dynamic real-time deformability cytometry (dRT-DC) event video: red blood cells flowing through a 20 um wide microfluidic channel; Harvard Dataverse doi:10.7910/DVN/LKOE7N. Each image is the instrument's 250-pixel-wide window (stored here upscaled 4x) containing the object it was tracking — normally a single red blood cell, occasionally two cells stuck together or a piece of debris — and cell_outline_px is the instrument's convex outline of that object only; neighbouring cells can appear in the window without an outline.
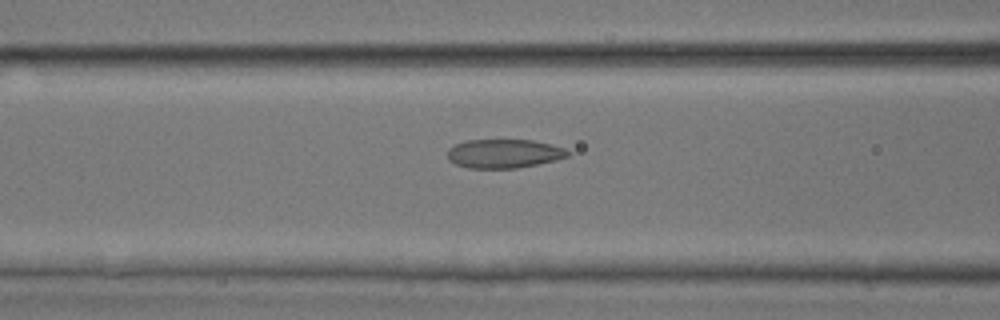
{"species": "common noctule bat (a hibernating species)", "species_latin": "Nyctalus noctula", "temperature_condition": "room temperature", "stored_images_in_passage": 42, "camera_frame_rate_fps": 3000, "um_per_image_px": 0.085, "animal": {"sex": "male", "body_mass_g": 17.9, "forearm_length_mm": 54.2}, "frame": {"image": 1, "passage_image": 18, "time_ms": 5.667, "image_size_px": [1000, 320], "cell_outline_px": [[572, 152], [568, 156], [556, 160], [516, 168], [468, 168], [456, 164], [448, 160], [448, 148], [456, 144], [468, 140], [532, 140], [552, 144], [564, 148]], "centroid_in_image_um": [42.85, 13.05], "position_along_channel_um": 123.7, "area_um2": 20.23}}
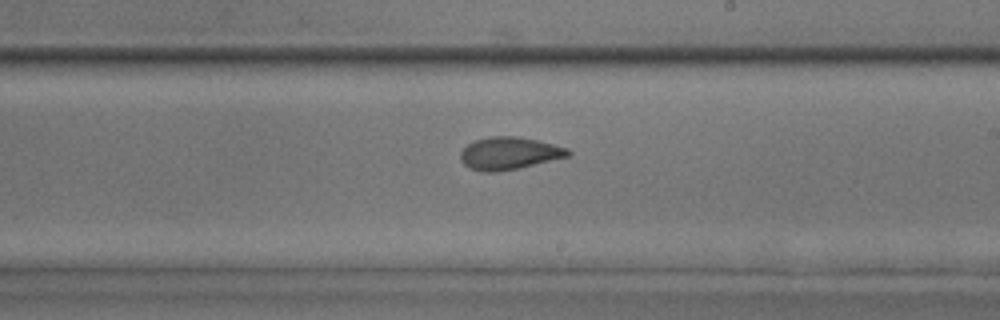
{"frame": {"image": 2, "passage_image": 26, "time_ms": 8.333, "image_size_px": [1000, 320], "cell_outline_px": [[572, 152], [568, 156], [520, 168], [500, 172], [480, 172], [468, 168], [460, 160], [460, 152], [468, 144], [476, 140], [492, 136], [516, 136], [536, 140], [568, 148]], "centroid_in_image_um": [43.25, 13.05], "position_along_channel_um": 245.8, "area_um2": 20.4}}
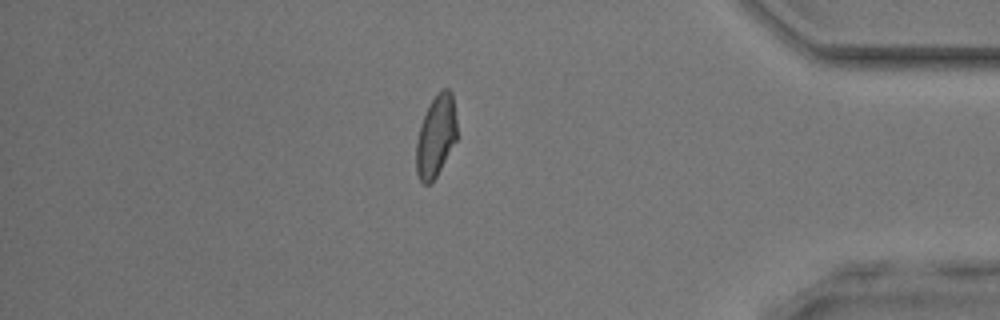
{"frame": {"image": 3, "passage_image": 38, "time_ms": 12.333, "image_size_px": [1000, 320], "cell_outline_px": [[456, 140], [432, 184], [424, 184], [420, 180], [416, 172], [416, 140], [420, 124], [432, 100], [440, 88], [448, 88], [452, 92], [456, 120]], "centroid_in_image_um": [37.04, 11.57], "position_along_channel_um": 398.2, "area_um2": 19.36}}